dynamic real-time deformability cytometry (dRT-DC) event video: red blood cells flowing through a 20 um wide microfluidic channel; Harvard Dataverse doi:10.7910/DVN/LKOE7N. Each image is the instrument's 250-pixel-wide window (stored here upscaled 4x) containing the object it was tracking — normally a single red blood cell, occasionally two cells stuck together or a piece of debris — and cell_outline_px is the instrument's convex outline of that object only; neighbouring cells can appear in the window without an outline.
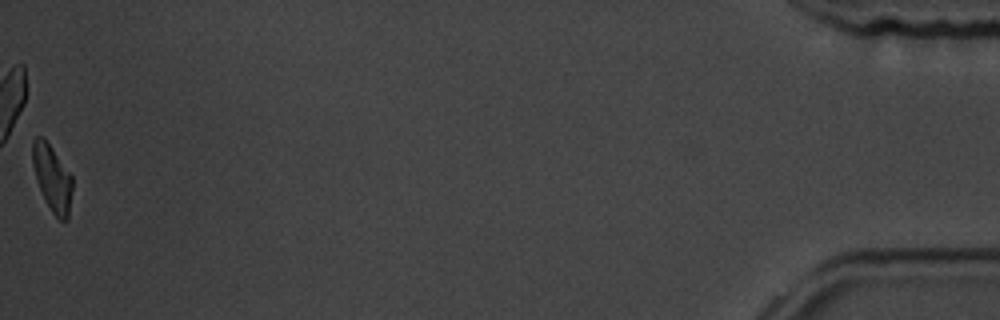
{"species": "common noctule bat (a hibernating species)", "species_latin": "Nyctalus noctula", "temperature_condition": "room temperature", "stored_images_in_passage": 46, "camera_frame_rate_fps": 3000, "um_per_image_px": 0.085, "animal": {"sex": "male", "body_mass_g": 19.5, "forearm_length_mm": 54.6}, "frame": {"image": 1, "passage_image": 46, "time_ms": 15.0, "image_size_px": [1000, 320], "cell_outline_px": [[72, 188], [68, 220], [60, 220], [52, 212], [44, 200], [36, 180], [32, 164], [32, 140], [36, 136], [44, 136], [72, 176]], "centroid_in_image_um": [4.41, 15.11], "position_along_channel_um": 430.8, "area_um2": 15.55}, "authors_computed_cell_mechanics": {"area_um2": 17.0221, "velocity_mm_per_s": 3.5045, "shape_relaxation_time_tau1_ms": 2.6917, "shape_relaxation_time_tau2_ms": null, "deformation_change_tau1": 0.1443, "deformation_change_tau2": null}}